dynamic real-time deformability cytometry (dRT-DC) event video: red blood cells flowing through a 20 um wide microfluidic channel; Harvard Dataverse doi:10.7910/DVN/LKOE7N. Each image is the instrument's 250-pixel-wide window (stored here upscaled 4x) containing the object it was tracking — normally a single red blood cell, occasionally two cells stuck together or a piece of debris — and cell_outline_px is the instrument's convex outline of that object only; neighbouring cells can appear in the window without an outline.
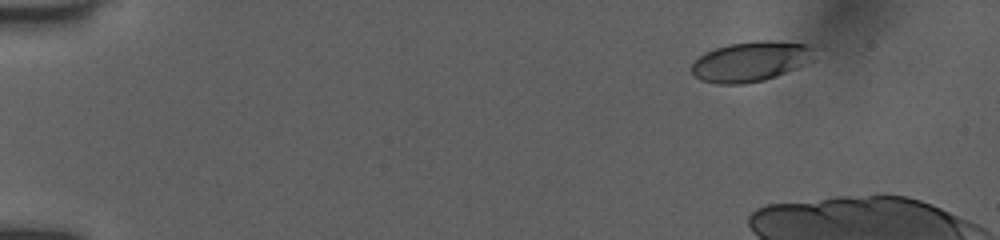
{"species": "human", "species_latin": "Homo sapiens", "temperature_condition": "room temperature", "stored_images_in_passage": 13, "camera_frame_rate_fps": 3000, "um_per_image_px": 0.085, "donor": {"sex": "female"}, "frame": {"image": 1, "passage_image": 1, "time_ms": 0.0, "image_size_px": [1000, 240], "cell_outline_px": [[812, 60], [796, 68], [764, 80], [744, 84], [716, 84], [700, 80], [692, 76], [692, 64], [704, 52], [728, 44], [760, 40], [768, 40], [804, 44], [808, 48]], "centroid_in_image_um": [63.7, 5.24], "position_along_channel_um": 21.3, "area_um2": 28.15}}